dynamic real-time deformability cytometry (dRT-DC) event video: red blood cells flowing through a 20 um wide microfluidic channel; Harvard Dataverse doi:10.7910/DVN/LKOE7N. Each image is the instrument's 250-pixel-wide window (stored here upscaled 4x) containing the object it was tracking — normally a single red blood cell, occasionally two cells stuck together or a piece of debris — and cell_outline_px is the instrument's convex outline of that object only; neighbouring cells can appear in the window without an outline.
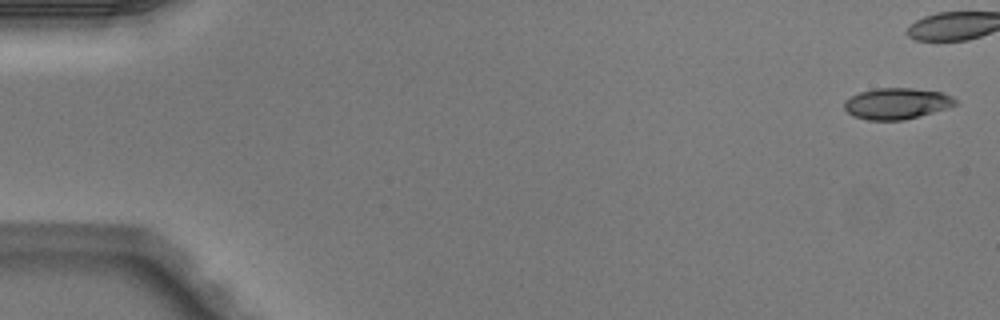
{"species": "Egyptian fruit bat (a non-hibernating species)", "species_latin": "Rousettus aegyptiacus", "temperature_condition": "warm", "stored_images_in_passage": 9, "camera_frame_rate_fps": 3000, "um_per_image_px": 0.085, "animal": {"sex": "male"}, "frame": {"image": 1, "passage_image": 1, "time_ms": 0.0, "image_size_px": [1000, 320], "cell_outline_px": [[956, 104], [932, 112], [904, 120], [868, 120], [852, 116], [844, 108], [844, 100], [860, 92], [876, 88], [912, 88], [940, 92], [952, 96], [956, 100]], "centroid_in_image_um": [76.17, 8.8], "position_along_channel_um": 8.8, "area_um2": 19.94}}
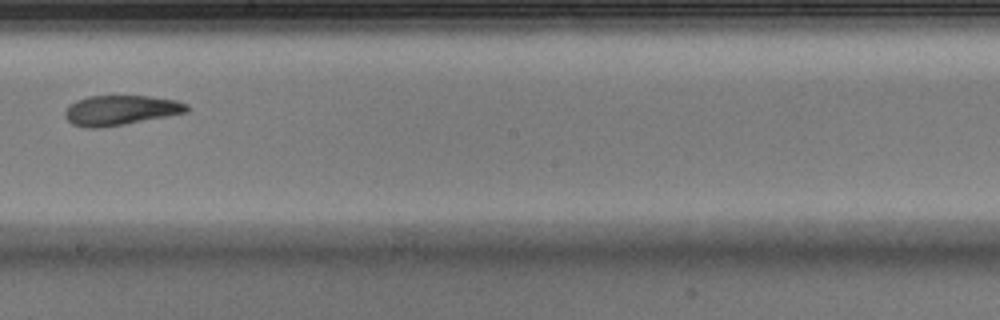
{"frame": {"image": 2, "passage_image": 9, "time_ms": 2.667, "image_size_px": [1000, 320], "cell_outline_px": [[192, 108], [188, 112], [168, 116], [124, 124], [100, 128], [84, 128], [72, 124], [64, 116], [64, 112], [68, 104], [76, 100], [88, 96], [148, 96], [176, 100], [188, 104]], "centroid_in_image_um": [10.24, 9.37], "position_along_channel_um": 238.0, "area_um2": 21.44}}